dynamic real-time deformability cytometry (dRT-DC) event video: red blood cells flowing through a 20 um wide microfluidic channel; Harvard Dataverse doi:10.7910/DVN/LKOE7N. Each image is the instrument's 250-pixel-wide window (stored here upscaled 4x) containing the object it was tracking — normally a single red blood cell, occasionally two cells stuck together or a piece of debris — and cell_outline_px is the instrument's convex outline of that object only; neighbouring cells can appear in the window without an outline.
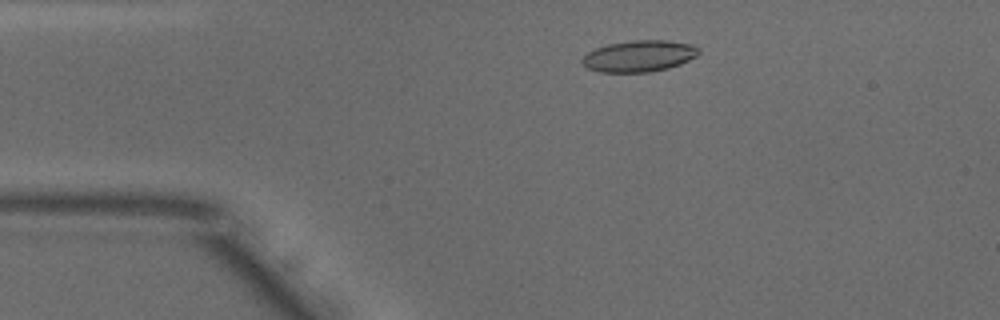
{"species": "common noctule bat (a hibernating species)", "species_latin": "Nyctalus noctula", "temperature_condition": "warm", "stored_images_in_passage": 33, "camera_frame_rate_fps": 3000, "um_per_image_px": 0.085, "animal": {"sex": "male", "body_mass_g": 18.8}, "frame": {"image": 1, "passage_image": 2, "time_ms": 0.333, "image_size_px": [1000, 320], "cell_outline_px": [[700, 52], [696, 56], [680, 64], [668, 68], [652, 72], [600, 72], [588, 68], [580, 60], [588, 52], [596, 48], [608, 44], [632, 40], [668, 40], [692, 44], [700, 48]], "centroid_in_image_um": [54.35, 4.76], "position_along_channel_um": 30.7, "area_um2": 21.39}}
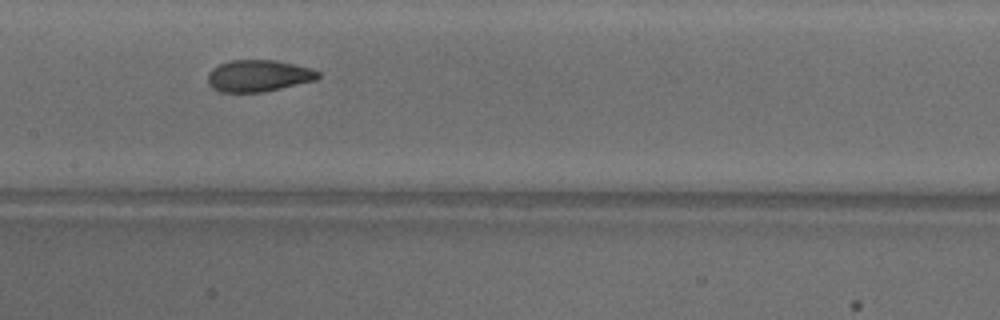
{"frame": {"image": 2, "passage_image": 17, "time_ms": 5.333, "image_size_px": [1000, 320], "cell_outline_px": [[320, 76], [316, 80], [264, 92], [220, 92], [212, 88], [208, 84], [208, 72], [212, 68], [220, 64], [232, 60], [276, 60], [312, 68], [320, 72]], "centroid_in_image_um": [21.97, 6.44], "position_along_channel_um": 185.4, "area_um2": 20.52}}
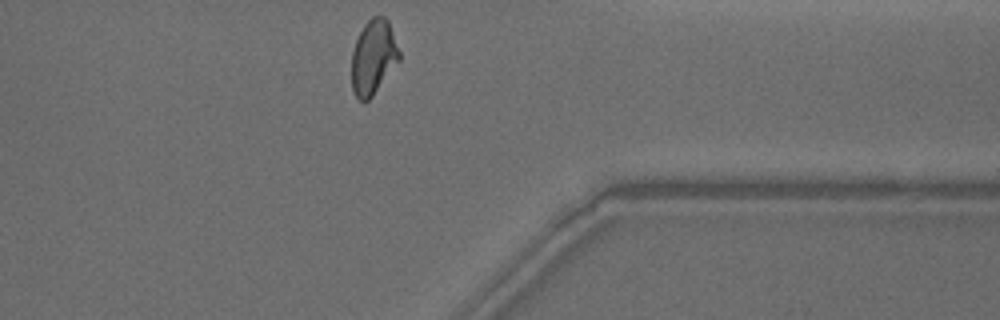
{"frame": {"image": 3, "passage_image": 33, "time_ms": 10.667, "image_size_px": [1000, 320], "cell_outline_px": [[400, 60], [372, 96], [364, 104], [356, 96], [352, 88], [352, 52], [356, 40], [364, 24], [372, 16], [384, 16], [388, 20], [400, 52]], "centroid_in_image_um": [31.74, 4.86], "position_along_channel_um": 379.7, "area_um2": 20.63}, "authors_computed_cell_mechanics": {"area_um2": 20.8658, "velocity_mm_per_s": 3.8655, "shape_relaxation_time_tau1_ms": 5.7819, "shape_relaxation_time_tau2_ms": 1.222, "deformation_change_tau1": 0.1871, "deformation_change_tau2": 0.0615}}